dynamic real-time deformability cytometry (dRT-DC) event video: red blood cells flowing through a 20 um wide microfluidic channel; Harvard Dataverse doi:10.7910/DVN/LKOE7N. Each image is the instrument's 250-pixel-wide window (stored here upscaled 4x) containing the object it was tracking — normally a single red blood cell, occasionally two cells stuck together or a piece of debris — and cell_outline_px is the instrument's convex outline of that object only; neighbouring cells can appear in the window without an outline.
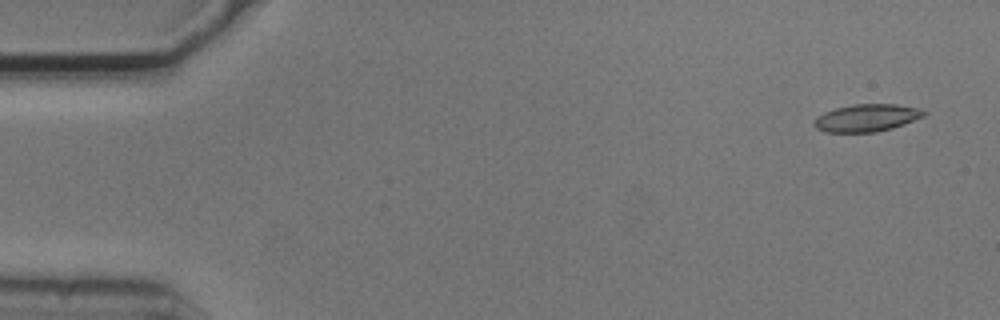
{"species": "common noctule bat (a hibernating species)", "species_latin": "Nyctalus noctula", "temperature_condition": "cold", "stored_images_in_passage": 3, "camera_frame_rate_fps": 3000, "um_per_image_px": 0.085, "animal": {"sex": "male", "body_mass_g": 20.5, "forearm_length_mm": 52.5}, "frame": {"image": 1, "passage_image": 1, "time_ms": 0.0, "image_size_px": [1000, 320], "cell_outline_px": [[928, 112], [924, 116], [904, 124], [892, 128], [876, 132], [824, 132], [816, 128], [812, 124], [816, 116], [824, 112], [836, 108], [856, 104], [896, 104], [920, 108]], "centroid_in_image_um": [73.66, 10.02], "position_along_channel_um": 11.3, "area_um2": 17.63}}